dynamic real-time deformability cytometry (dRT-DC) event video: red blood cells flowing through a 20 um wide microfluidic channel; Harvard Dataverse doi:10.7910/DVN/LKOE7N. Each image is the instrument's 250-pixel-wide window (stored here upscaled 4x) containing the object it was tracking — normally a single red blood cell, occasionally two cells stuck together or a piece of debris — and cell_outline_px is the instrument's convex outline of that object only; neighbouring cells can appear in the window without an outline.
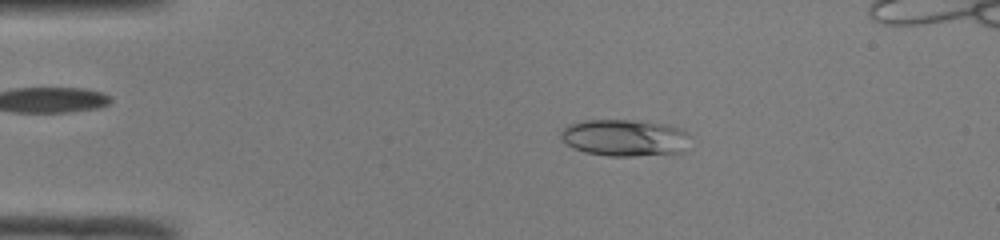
{"species": "common noctule bat (a hibernating species)", "species_latin": "Nyctalus noctula", "temperature_condition": "room temperature", "stored_images_in_passage": 47, "camera_frame_rate_fps": 3000, "um_per_image_px": 0.085, "animal": {"sex": "male", "body_mass_g": 19.0, "forearm_length_mm": 50.8}, "frame": {"image": 1, "passage_image": 9, "time_ms": 2.667, "image_size_px": [1000, 240], "cell_outline_px": [[688, 136], [680, 152], [632, 156], [608, 156], [584, 152], [560, 140], [560, 132], [568, 124], [584, 120], [640, 120], [664, 124], [680, 128]], "centroid_in_image_um": [53.0, 11.69], "position_along_channel_um": 32.0, "area_um2": 27.4}}
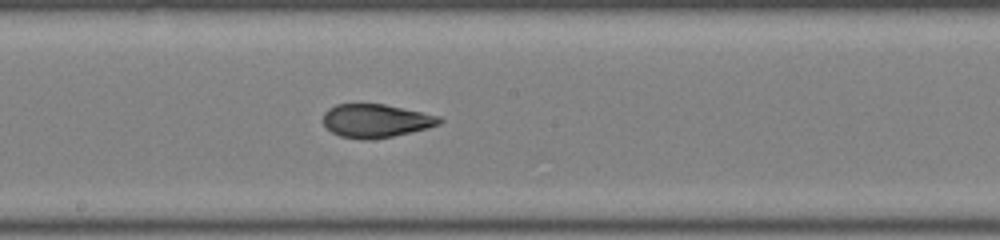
{"frame": {"image": 2, "passage_image": 26, "time_ms": 8.333, "image_size_px": [1000, 240], "cell_outline_px": [[444, 120], [440, 124], [428, 128], [392, 136], [368, 140], [364, 140], [340, 136], [332, 132], [324, 124], [324, 112], [328, 108], [336, 104], [384, 104], [440, 116]], "centroid_in_image_um": [31.96, 10.26], "position_along_channel_um": 216.2, "area_um2": 22.54}}
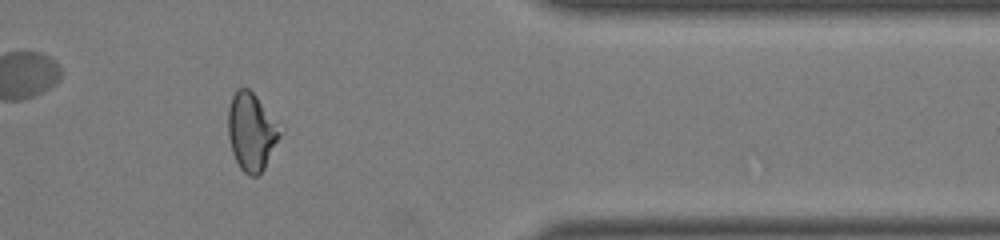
{"frame": {"image": 3, "passage_image": 40, "time_ms": 13.0, "image_size_px": [1000, 240], "cell_outline_px": [[284, 124], [280, 136], [264, 168], [256, 176], [248, 176], [240, 168], [232, 152], [228, 136], [228, 108], [232, 96], [236, 88], [248, 88]], "centroid_in_image_um": [21.4, 11.15], "position_along_channel_um": 390.0, "area_um2": 23.99}}